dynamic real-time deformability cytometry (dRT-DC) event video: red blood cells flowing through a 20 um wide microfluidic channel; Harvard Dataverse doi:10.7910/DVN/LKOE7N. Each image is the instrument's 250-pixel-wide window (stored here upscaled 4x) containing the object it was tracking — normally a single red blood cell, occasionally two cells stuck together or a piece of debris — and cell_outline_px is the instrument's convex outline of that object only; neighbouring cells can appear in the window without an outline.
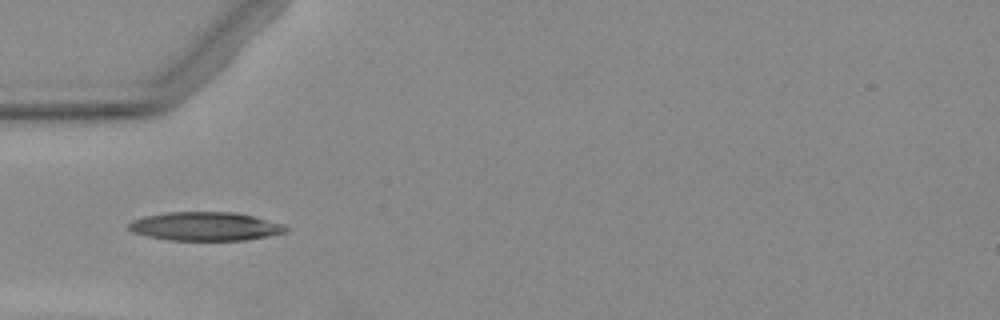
{"species": "Egyptian fruit bat (a non-hibernating species)", "species_latin": "Rousettus aegyptiacus", "temperature_condition": "warm", "stored_images_in_passage": 4, "camera_frame_rate_fps": 3000, "um_per_image_px": 0.085, "animal": {"sex": "female"}, "frame": {"image": 1, "passage_image": 4, "time_ms": 3.667, "image_size_px": [1000, 320], "cell_outline_px": [[288, 228], [284, 232], [268, 236], [244, 240], [168, 240], [148, 236], [132, 232], [128, 228], [128, 224], [132, 220], [144, 216], [168, 212], [236, 212], [252, 216], [280, 224]], "centroid_in_image_um": [17.38, 19.24], "position_along_channel_um": 67.6, "area_um2": 25.95}}